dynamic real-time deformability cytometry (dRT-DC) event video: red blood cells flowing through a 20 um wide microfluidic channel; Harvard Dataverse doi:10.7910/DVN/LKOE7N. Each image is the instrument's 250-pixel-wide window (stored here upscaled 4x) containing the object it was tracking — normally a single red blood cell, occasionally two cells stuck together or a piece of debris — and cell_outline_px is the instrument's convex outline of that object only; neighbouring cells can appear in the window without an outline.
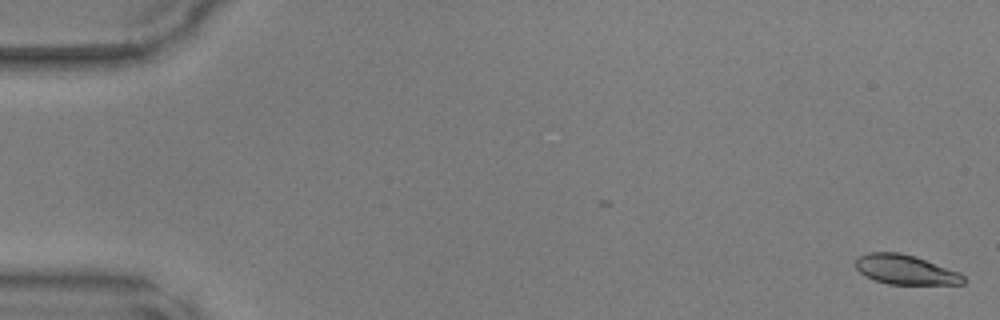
{"species": "common noctule bat (a hibernating species)", "species_latin": "Nyctalus noctula", "temperature_condition": "warm", "stored_images_in_passage": 48, "camera_frame_rate_fps": 3000, "um_per_image_px": 0.085, "animal": {"sex": "male", "body_mass_g": 17.9, "forearm_length_mm": 54.2}, "frame": {"image": 1, "passage_image": 1, "time_ms": 0.0, "image_size_px": [1000, 320], "cell_outline_px": [[964, 284], [888, 284], [872, 280], [864, 276], [856, 268], [856, 256], [868, 252], [900, 252], [916, 256], [960, 272], [964, 276]], "centroid_in_image_um": [76.93, 22.91], "position_along_channel_um": 8.1, "area_um2": 18.84}}
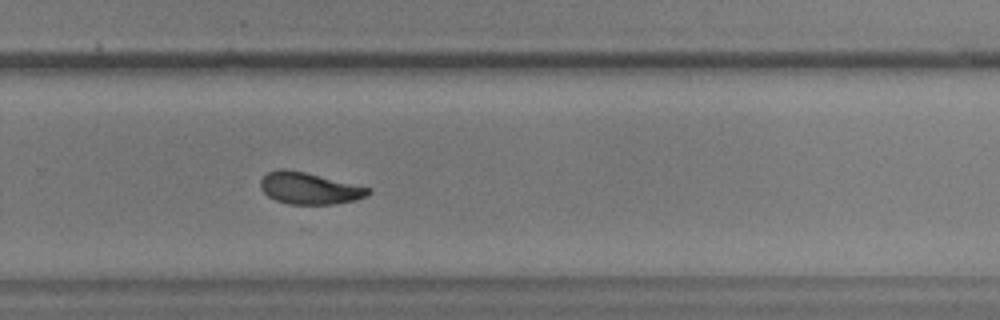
{"frame": {"image": 2, "passage_image": 33, "time_ms": 10.667, "image_size_px": [1000, 320], "cell_outline_px": [[372, 192], [368, 196], [356, 200], [336, 204], [288, 204], [276, 200], [268, 196], [260, 188], [260, 180], [268, 172], [280, 168], [284, 168], [304, 172], [372, 188]], "centroid_in_image_um": [26.31, 16.01], "position_along_channel_um": 303.5, "area_um2": 20.0}}
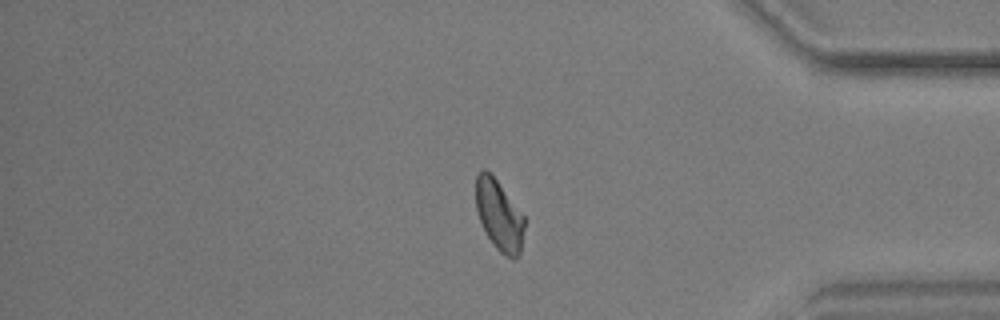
{"frame": {"image": 3, "passage_image": 41, "time_ms": 13.333, "image_size_px": [1000, 320], "cell_outline_px": [[524, 228], [520, 252], [516, 260], [512, 260], [500, 252], [492, 244], [480, 220], [476, 208], [476, 176], [480, 168], [484, 168], [496, 180], [524, 216]], "centroid_in_image_um": [42.42, 18.32], "position_along_channel_um": 392.8, "area_um2": 19.71}}